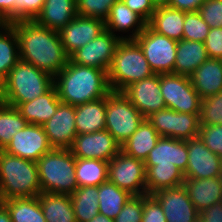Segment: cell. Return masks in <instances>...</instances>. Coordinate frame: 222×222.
Here are the masks:
<instances>
[{
	"instance_id": "6da1fadb",
	"label": "cell",
	"mask_w": 222,
	"mask_h": 222,
	"mask_svg": "<svg viewBox=\"0 0 222 222\" xmlns=\"http://www.w3.org/2000/svg\"><path fill=\"white\" fill-rule=\"evenodd\" d=\"M19 41L20 60L34 65L55 77L68 63L58 31L38 25L35 21L10 24Z\"/></svg>"
},
{
	"instance_id": "7a4b0ae2",
	"label": "cell",
	"mask_w": 222,
	"mask_h": 222,
	"mask_svg": "<svg viewBox=\"0 0 222 222\" xmlns=\"http://www.w3.org/2000/svg\"><path fill=\"white\" fill-rule=\"evenodd\" d=\"M54 86L60 101L73 106L101 99L111 92L105 70L70 60L54 77Z\"/></svg>"
},
{
	"instance_id": "3957f363",
	"label": "cell",
	"mask_w": 222,
	"mask_h": 222,
	"mask_svg": "<svg viewBox=\"0 0 222 222\" xmlns=\"http://www.w3.org/2000/svg\"><path fill=\"white\" fill-rule=\"evenodd\" d=\"M54 86V77L19 60L1 82L0 101L16 107L45 94Z\"/></svg>"
},
{
	"instance_id": "277c9868",
	"label": "cell",
	"mask_w": 222,
	"mask_h": 222,
	"mask_svg": "<svg viewBox=\"0 0 222 222\" xmlns=\"http://www.w3.org/2000/svg\"><path fill=\"white\" fill-rule=\"evenodd\" d=\"M40 192L37 163L0 150V201L38 196Z\"/></svg>"
},
{
	"instance_id": "5b68a950",
	"label": "cell",
	"mask_w": 222,
	"mask_h": 222,
	"mask_svg": "<svg viewBox=\"0 0 222 222\" xmlns=\"http://www.w3.org/2000/svg\"><path fill=\"white\" fill-rule=\"evenodd\" d=\"M153 74L139 44L134 39H122L108 71L111 91L122 92L130 84Z\"/></svg>"
},
{
	"instance_id": "8992f818",
	"label": "cell",
	"mask_w": 222,
	"mask_h": 222,
	"mask_svg": "<svg viewBox=\"0 0 222 222\" xmlns=\"http://www.w3.org/2000/svg\"><path fill=\"white\" fill-rule=\"evenodd\" d=\"M41 192L71 195L77 188L76 157L70 149L53 148L37 161Z\"/></svg>"
},
{
	"instance_id": "52a82bcc",
	"label": "cell",
	"mask_w": 222,
	"mask_h": 222,
	"mask_svg": "<svg viewBox=\"0 0 222 222\" xmlns=\"http://www.w3.org/2000/svg\"><path fill=\"white\" fill-rule=\"evenodd\" d=\"M105 129L122 145L144 121L145 117L123 92L111 91L106 96Z\"/></svg>"
},
{
	"instance_id": "ba28073f",
	"label": "cell",
	"mask_w": 222,
	"mask_h": 222,
	"mask_svg": "<svg viewBox=\"0 0 222 222\" xmlns=\"http://www.w3.org/2000/svg\"><path fill=\"white\" fill-rule=\"evenodd\" d=\"M159 79L166 108L200 115L202 99L194 89L189 76L167 73L159 74Z\"/></svg>"
},
{
	"instance_id": "9c48e42d",
	"label": "cell",
	"mask_w": 222,
	"mask_h": 222,
	"mask_svg": "<svg viewBox=\"0 0 222 222\" xmlns=\"http://www.w3.org/2000/svg\"><path fill=\"white\" fill-rule=\"evenodd\" d=\"M154 74L174 73L177 42L153 31L148 25L134 39Z\"/></svg>"
},
{
	"instance_id": "30bf717a",
	"label": "cell",
	"mask_w": 222,
	"mask_h": 222,
	"mask_svg": "<svg viewBox=\"0 0 222 222\" xmlns=\"http://www.w3.org/2000/svg\"><path fill=\"white\" fill-rule=\"evenodd\" d=\"M144 161L120 151L108 162V181L131 195L146 192V172Z\"/></svg>"
},
{
	"instance_id": "8fae6325",
	"label": "cell",
	"mask_w": 222,
	"mask_h": 222,
	"mask_svg": "<svg viewBox=\"0 0 222 222\" xmlns=\"http://www.w3.org/2000/svg\"><path fill=\"white\" fill-rule=\"evenodd\" d=\"M122 39H127V36H116L105 29L95 39L72 53L69 60L108 73L116 48Z\"/></svg>"
},
{
	"instance_id": "7c38bea8",
	"label": "cell",
	"mask_w": 222,
	"mask_h": 222,
	"mask_svg": "<svg viewBox=\"0 0 222 222\" xmlns=\"http://www.w3.org/2000/svg\"><path fill=\"white\" fill-rule=\"evenodd\" d=\"M70 151L76 158L98 159L109 162L121 151L120 143L105 130L77 135Z\"/></svg>"
},
{
	"instance_id": "4fadbf2b",
	"label": "cell",
	"mask_w": 222,
	"mask_h": 222,
	"mask_svg": "<svg viewBox=\"0 0 222 222\" xmlns=\"http://www.w3.org/2000/svg\"><path fill=\"white\" fill-rule=\"evenodd\" d=\"M52 149L43 126L27 124L12 137L4 151L36 162L44 153Z\"/></svg>"
},
{
	"instance_id": "5bb4252c",
	"label": "cell",
	"mask_w": 222,
	"mask_h": 222,
	"mask_svg": "<svg viewBox=\"0 0 222 222\" xmlns=\"http://www.w3.org/2000/svg\"><path fill=\"white\" fill-rule=\"evenodd\" d=\"M187 149L185 178L206 179L222 176V158L207 148L199 136L187 140Z\"/></svg>"
},
{
	"instance_id": "9a60e30c",
	"label": "cell",
	"mask_w": 222,
	"mask_h": 222,
	"mask_svg": "<svg viewBox=\"0 0 222 222\" xmlns=\"http://www.w3.org/2000/svg\"><path fill=\"white\" fill-rule=\"evenodd\" d=\"M122 92L145 118L166 108L161 94L159 74L136 81Z\"/></svg>"
},
{
	"instance_id": "2e32d148",
	"label": "cell",
	"mask_w": 222,
	"mask_h": 222,
	"mask_svg": "<svg viewBox=\"0 0 222 222\" xmlns=\"http://www.w3.org/2000/svg\"><path fill=\"white\" fill-rule=\"evenodd\" d=\"M75 106L60 102L56 113L42 126L52 148L70 149L77 136Z\"/></svg>"
},
{
	"instance_id": "e0dca14e",
	"label": "cell",
	"mask_w": 222,
	"mask_h": 222,
	"mask_svg": "<svg viewBox=\"0 0 222 222\" xmlns=\"http://www.w3.org/2000/svg\"><path fill=\"white\" fill-rule=\"evenodd\" d=\"M151 195L161 205L167 222H194L199 216L183 185L160 189Z\"/></svg>"
},
{
	"instance_id": "ac0fdd59",
	"label": "cell",
	"mask_w": 222,
	"mask_h": 222,
	"mask_svg": "<svg viewBox=\"0 0 222 222\" xmlns=\"http://www.w3.org/2000/svg\"><path fill=\"white\" fill-rule=\"evenodd\" d=\"M104 30V21L77 15L59 31V35L66 54L70 56Z\"/></svg>"
},
{
	"instance_id": "d6986e66",
	"label": "cell",
	"mask_w": 222,
	"mask_h": 222,
	"mask_svg": "<svg viewBox=\"0 0 222 222\" xmlns=\"http://www.w3.org/2000/svg\"><path fill=\"white\" fill-rule=\"evenodd\" d=\"M145 167L154 165H176L183 173L188 165L187 140L160 137L144 161Z\"/></svg>"
},
{
	"instance_id": "ffe728a7",
	"label": "cell",
	"mask_w": 222,
	"mask_h": 222,
	"mask_svg": "<svg viewBox=\"0 0 222 222\" xmlns=\"http://www.w3.org/2000/svg\"><path fill=\"white\" fill-rule=\"evenodd\" d=\"M182 185L199 212L211 205L222 202V177L185 178Z\"/></svg>"
},
{
	"instance_id": "44dd1931",
	"label": "cell",
	"mask_w": 222,
	"mask_h": 222,
	"mask_svg": "<svg viewBox=\"0 0 222 222\" xmlns=\"http://www.w3.org/2000/svg\"><path fill=\"white\" fill-rule=\"evenodd\" d=\"M104 23L105 29L115 35V31L126 33L132 30L127 39H135L147 26V22L126 6L123 0H118L112 5Z\"/></svg>"
},
{
	"instance_id": "7402d4cb",
	"label": "cell",
	"mask_w": 222,
	"mask_h": 222,
	"mask_svg": "<svg viewBox=\"0 0 222 222\" xmlns=\"http://www.w3.org/2000/svg\"><path fill=\"white\" fill-rule=\"evenodd\" d=\"M191 83L205 99L222 91V60L208 58L190 76Z\"/></svg>"
},
{
	"instance_id": "603a6c76",
	"label": "cell",
	"mask_w": 222,
	"mask_h": 222,
	"mask_svg": "<svg viewBox=\"0 0 222 222\" xmlns=\"http://www.w3.org/2000/svg\"><path fill=\"white\" fill-rule=\"evenodd\" d=\"M60 102L57 89L53 86L34 100L18 104L16 109L28 124L43 125L56 113Z\"/></svg>"
},
{
	"instance_id": "cb8c5ba5",
	"label": "cell",
	"mask_w": 222,
	"mask_h": 222,
	"mask_svg": "<svg viewBox=\"0 0 222 222\" xmlns=\"http://www.w3.org/2000/svg\"><path fill=\"white\" fill-rule=\"evenodd\" d=\"M76 16V0H45L41 13L34 21L40 26L59 32Z\"/></svg>"
},
{
	"instance_id": "d4e9b609",
	"label": "cell",
	"mask_w": 222,
	"mask_h": 222,
	"mask_svg": "<svg viewBox=\"0 0 222 222\" xmlns=\"http://www.w3.org/2000/svg\"><path fill=\"white\" fill-rule=\"evenodd\" d=\"M77 135L105 130L106 97L75 106Z\"/></svg>"
},
{
	"instance_id": "484cf974",
	"label": "cell",
	"mask_w": 222,
	"mask_h": 222,
	"mask_svg": "<svg viewBox=\"0 0 222 222\" xmlns=\"http://www.w3.org/2000/svg\"><path fill=\"white\" fill-rule=\"evenodd\" d=\"M208 58L204 42L182 39L177 42L174 74L190 77Z\"/></svg>"
},
{
	"instance_id": "4316f807",
	"label": "cell",
	"mask_w": 222,
	"mask_h": 222,
	"mask_svg": "<svg viewBox=\"0 0 222 222\" xmlns=\"http://www.w3.org/2000/svg\"><path fill=\"white\" fill-rule=\"evenodd\" d=\"M186 11L159 6L147 25L156 33L176 41L182 40Z\"/></svg>"
},
{
	"instance_id": "83f0119b",
	"label": "cell",
	"mask_w": 222,
	"mask_h": 222,
	"mask_svg": "<svg viewBox=\"0 0 222 222\" xmlns=\"http://www.w3.org/2000/svg\"><path fill=\"white\" fill-rule=\"evenodd\" d=\"M161 136L145 118L137 130L121 145V151L136 159L145 161Z\"/></svg>"
},
{
	"instance_id": "f1b7e54d",
	"label": "cell",
	"mask_w": 222,
	"mask_h": 222,
	"mask_svg": "<svg viewBox=\"0 0 222 222\" xmlns=\"http://www.w3.org/2000/svg\"><path fill=\"white\" fill-rule=\"evenodd\" d=\"M38 199L46 222H76L69 194L40 192Z\"/></svg>"
},
{
	"instance_id": "f546056e",
	"label": "cell",
	"mask_w": 222,
	"mask_h": 222,
	"mask_svg": "<svg viewBox=\"0 0 222 222\" xmlns=\"http://www.w3.org/2000/svg\"><path fill=\"white\" fill-rule=\"evenodd\" d=\"M146 192L151 195L160 189L181 186L185 181L184 173L176 165H154L145 167Z\"/></svg>"
},
{
	"instance_id": "4dcf8cb0",
	"label": "cell",
	"mask_w": 222,
	"mask_h": 222,
	"mask_svg": "<svg viewBox=\"0 0 222 222\" xmlns=\"http://www.w3.org/2000/svg\"><path fill=\"white\" fill-rule=\"evenodd\" d=\"M12 222H46L38 196L5 199Z\"/></svg>"
},
{
	"instance_id": "1f68e13d",
	"label": "cell",
	"mask_w": 222,
	"mask_h": 222,
	"mask_svg": "<svg viewBox=\"0 0 222 222\" xmlns=\"http://www.w3.org/2000/svg\"><path fill=\"white\" fill-rule=\"evenodd\" d=\"M19 60V41L16 31L10 24H3L0 26V83Z\"/></svg>"
},
{
	"instance_id": "d6a6232c",
	"label": "cell",
	"mask_w": 222,
	"mask_h": 222,
	"mask_svg": "<svg viewBox=\"0 0 222 222\" xmlns=\"http://www.w3.org/2000/svg\"><path fill=\"white\" fill-rule=\"evenodd\" d=\"M99 213L114 219L132 196L128 191L106 181L98 186Z\"/></svg>"
},
{
	"instance_id": "836d02e7",
	"label": "cell",
	"mask_w": 222,
	"mask_h": 222,
	"mask_svg": "<svg viewBox=\"0 0 222 222\" xmlns=\"http://www.w3.org/2000/svg\"><path fill=\"white\" fill-rule=\"evenodd\" d=\"M70 196L76 222H88L99 213L98 186L78 187Z\"/></svg>"
},
{
	"instance_id": "e575fe53",
	"label": "cell",
	"mask_w": 222,
	"mask_h": 222,
	"mask_svg": "<svg viewBox=\"0 0 222 222\" xmlns=\"http://www.w3.org/2000/svg\"><path fill=\"white\" fill-rule=\"evenodd\" d=\"M75 174L78 187L99 186L108 181V162L76 158Z\"/></svg>"
},
{
	"instance_id": "d590c367",
	"label": "cell",
	"mask_w": 222,
	"mask_h": 222,
	"mask_svg": "<svg viewBox=\"0 0 222 222\" xmlns=\"http://www.w3.org/2000/svg\"><path fill=\"white\" fill-rule=\"evenodd\" d=\"M27 124L16 107L0 101V150H4L12 137Z\"/></svg>"
},
{
	"instance_id": "8d00e7d4",
	"label": "cell",
	"mask_w": 222,
	"mask_h": 222,
	"mask_svg": "<svg viewBox=\"0 0 222 222\" xmlns=\"http://www.w3.org/2000/svg\"><path fill=\"white\" fill-rule=\"evenodd\" d=\"M199 115L174 111L173 138L188 140L199 135Z\"/></svg>"
},
{
	"instance_id": "74e56055",
	"label": "cell",
	"mask_w": 222,
	"mask_h": 222,
	"mask_svg": "<svg viewBox=\"0 0 222 222\" xmlns=\"http://www.w3.org/2000/svg\"><path fill=\"white\" fill-rule=\"evenodd\" d=\"M209 31L210 27L198 11L185 13L182 39L205 42Z\"/></svg>"
},
{
	"instance_id": "f35d334b",
	"label": "cell",
	"mask_w": 222,
	"mask_h": 222,
	"mask_svg": "<svg viewBox=\"0 0 222 222\" xmlns=\"http://www.w3.org/2000/svg\"><path fill=\"white\" fill-rule=\"evenodd\" d=\"M200 126L222 125V91L201 100Z\"/></svg>"
},
{
	"instance_id": "ab89813d",
	"label": "cell",
	"mask_w": 222,
	"mask_h": 222,
	"mask_svg": "<svg viewBox=\"0 0 222 222\" xmlns=\"http://www.w3.org/2000/svg\"><path fill=\"white\" fill-rule=\"evenodd\" d=\"M118 0H76L77 15L96 18L105 22L110 8Z\"/></svg>"
},
{
	"instance_id": "60d3db41",
	"label": "cell",
	"mask_w": 222,
	"mask_h": 222,
	"mask_svg": "<svg viewBox=\"0 0 222 222\" xmlns=\"http://www.w3.org/2000/svg\"><path fill=\"white\" fill-rule=\"evenodd\" d=\"M162 137L173 138L174 110L165 108L146 118Z\"/></svg>"
},
{
	"instance_id": "b9f144b4",
	"label": "cell",
	"mask_w": 222,
	"mask_h": 222,
	"mask_svg": "<svg viewBox=\"0 0 222 222\" xmlns=\"http://www.w3.org/2000/svg\"><path fill=\"white\" fill-rule=\"evenodd\" d=\"M143 214V195H132L114 222H141Z\"/></svg>"
},
{
	"instance_id": "7bdbcfd3",
	"label": "cell",
	"mask_w": 222,
	"mask_h": 222,
	"mask_svg": "<svg viewBox=\"0 0 222 222\" xmlns=\"http://www.w3.org/2000/svg\"><path fill=\"white\" fill-rule=\"evenodd\" d=\"M198 136L207 148L222 158V125L200 126Z\"/></svg>"
},
{
	"instance_id": "ee69618b",
	"label": "cell",
	"mask_w": 222,
	"mask_h": 222,
	"mask_svg": "<svg viewBox=\"0 0 222 222\" xmlns=\"http://www.w3.org/2000/svg\"><path fill=\"white\" fill-rule=\"evenodd\" d=\"M45 0H15V22L34 21L41 13Z\"/></svg>"
},
{
	"instance_id": "f6af8a7d",
	"label": "cell",
	"mask_w": 222,
	"mask_h": 222,
	"mask_svg": "<svg viewBox=\"0 0 222 222\" xmlns=\"http://www.w3.org/2000/svg\"><path fill=\"white\" fill-rule=\"evenodd\" d=\"M198 12L210 28H222V0H205Z\"/></svg>"
},
{
	"instance_id": "bcb514c9",
	"label": "cell",
	"mask_w": 222,
	"mask_h": 222,
	"mask_svg": "<svg viewBox=\"0 0 222 222\" xmlns=\"http://www.w3.org/2000/svg\"><path fill=\"white\" fill-rule=\"evenodd\" d=\"M141 222H167L161 205L152 195H143Z\"/></svg>"
},
{
	"instance_id": "7dc6e473",
	"label": "cell",
	"mask_w": 222,
	"mask_h": 222,
	"mask_svg": "<svg viewBox=\"0 0 222 222\" xmlns=\"http://www.w3.org/2000/svg\"><path fill=\"white\" fill-rule=\"evenodd\" d=\"M204 43L209 58L222 60V28H210Z\"/></svg>"
},
{
	"instance_id": "c3c4849f",
	"label": "cell",
	"mask_w": 222,
	"mask_h": 222,
	"mask_svg": "<svg viewBox=\"0 0 222 222\" xmlns=\"http://www.w3.org/2000/svg\"><path fill=\"white\" fill-rule=\"evenodd\" d=\"M123 2L132 11L140 15L147 23L157 9L152 0H123Z\"/></svg>"
},
{
	"instance_id": "681fc988",
	"label": "cell",
	"mask_w": 222,
	"mask_h": 222,
	"mask_svg": "<svg viewBox=\"0 0 222 222\" xmlns=\"http://www.w3.org/2000/svg\"><path fill=\"white\" fill-rule=\"evenodd\" d=\"M0 21L3 24L15 22V0H0Z\"/></svg>"
},
{
	"instance_id": "f907efd6",
	"label": "cell",
	"mask_w": 222,
	"mask_h": 222,
	"mask_svg": "<svg viewBox=\"0 0 222 222\" xmlns=\"http://www.w3.org/2000/svg\"><path fill=\"white\" fill-rule=\"evenodd\" d=\"M204 222H222V202L209 206L199 212Z\"/></svg>"
},
{
	"instance_id": "816d5d0a",
	"label": "cell",
	"mask_w": 222,
	"mask_h": 222,
	"mask_svg": "<svg viewBox=\"0 0 222 222\" xmlns=\"http://www.w3.org/2000/svg\"><path fill=\"white\" fill-rule=\"evenodd\" d=\"M205 0H170L168 7L186 12H197Z\"/></svg>"
},
{
	"instance_id": "f5cc1de1",
	"label": "cell",
	"mask_w": 222,
	"mask_h": 222,
	"mask_svg": "<svg viewBox=\"0 0 222 222\" xmlns=\"http://www.w3.org/2000/svg\"><path fill=\"white\" fill-rule=\"evenodd\" d=\"M0 222H12L9 211L2 203L0 204Z\"/></svg>"
},
{
	"instance_id": "db71d44e",
	"label": "cell",
	"mask_w": 222,
	"mask_h": 222,
	"mask_svg": "<svg viewBox=\"0 0 222 222\" xmlns=\"http://www.w3.org/2000/svg\"><path fill=\"white\" fill-rule=\"evenodd\" d=\"M88 222H114V219L98 213L93 219L89 220Z\"/></svg>"
},
{
	"instance_id": "11a10c76",
	"label": "cell",
	"mask_w": 222,
	"mask_h": 222,
	"mask_svg": "<svg viewBox=\"0 0 222 222\" xmlns=\"http://www.w3.org/2000/svg\"><path fill=\"white\" fill-rule=\"evenodd\" d=\"M152 2L155 4L156 7H159V6H168L170 0H152Z\"/></svg>"
},
{
	"instance_id": "9f6ffc18",
	"label": "cell",
	"mask_w": 222,
	"mask_h": 222,
	"mask_svg": "<svg viewBox=\"0 0 222 222\" xmlns=\"http://www.w3.org/2000/svg\"><path fill=\"white\" fill-rule=\"evenodd\" d=\"M194 222H204V221L202 220L200 216H198Z\"/></svg>"
}]
</instances>
